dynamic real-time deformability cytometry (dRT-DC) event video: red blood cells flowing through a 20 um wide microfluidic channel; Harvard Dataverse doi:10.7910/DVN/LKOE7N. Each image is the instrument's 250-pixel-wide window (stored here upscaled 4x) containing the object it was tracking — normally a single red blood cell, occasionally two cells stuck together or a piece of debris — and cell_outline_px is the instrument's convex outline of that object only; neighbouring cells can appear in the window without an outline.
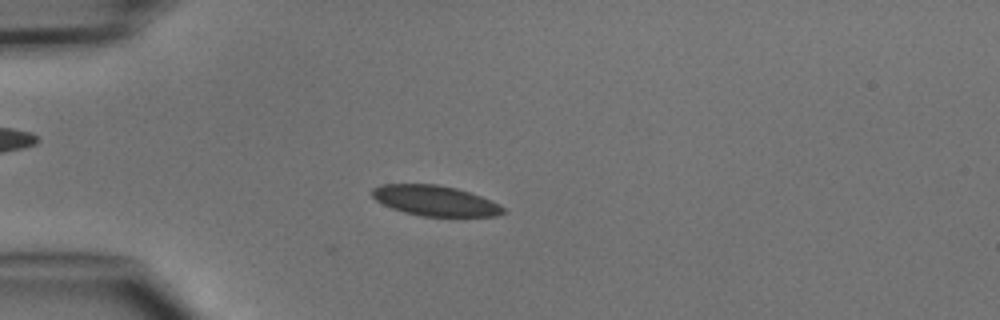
{"species": "common noctule bat (a hibernating species)", "species_latin": "Nyctalus noctula", "temperature_condition": "cold", "stored_images_in_passage": 16, "camera_frame_rate_fps": 3000, "um_per_image_px": 0.085, "animal": {"sex": "male", "body_mass_g": 15.6}, "frame": {"image": 1, "passage_image": 13, "time_ms": 4.0, "image_size_px": [1000, 320], "cell_outline_px": [[504, 212], [496, 216], [424, 216], [404, 212], [392, 208], [376, 200], [372, 196], [372, 188], [380, 184], [436, 184], [456, 188], [480, 196], [500, 204], [504, 208]], "centroid_in_image_um": [36.96, 17.05], "position_along_channel_um": 48.0, "area_um2": 22.95}}